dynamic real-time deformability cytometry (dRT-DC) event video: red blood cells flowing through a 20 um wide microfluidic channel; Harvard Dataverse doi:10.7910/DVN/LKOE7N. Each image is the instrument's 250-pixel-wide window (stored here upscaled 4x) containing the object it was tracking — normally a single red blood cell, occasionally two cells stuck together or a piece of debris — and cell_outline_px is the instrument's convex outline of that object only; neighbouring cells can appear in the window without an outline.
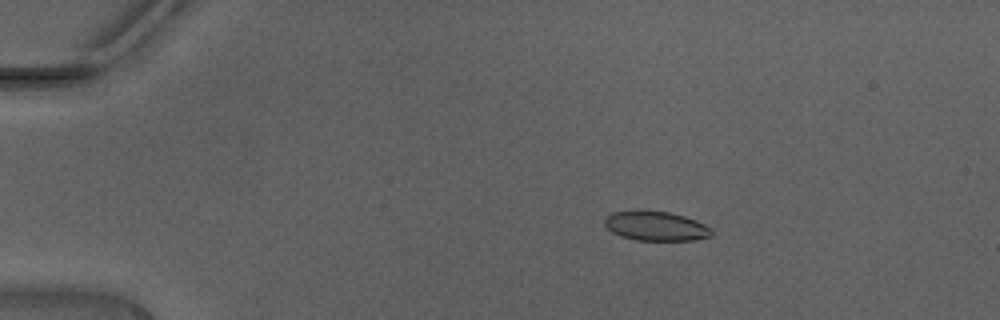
{"species": "Egyptian fruit bat (a non-hibernating species)", "species_latin": "Rousettus aegyptiacus", "temperature_condition": "warm", "stored_images_in_passage": 46, "camera_frame_rate_fps": 3000, "um_per_image_px": 0.085, "animal": {"sex": "male"}, "frame": {"image": 1, "passage_image": 8, "time_ms": 2.333, "image_size_px": [1000, 320], "cell_outline_px": [[712, 236], [692, 240], [636, 240], [620, 236], [612, 232], [604, 224], [604, 220], [612, 212], [668, 212], [684, 216], [696, 220], [704, 224], [712, 232]], "centroid_in_image_um": [55.75, 19.24], "position_along_channel_um": 29.2, "area_um2": 17.8}}
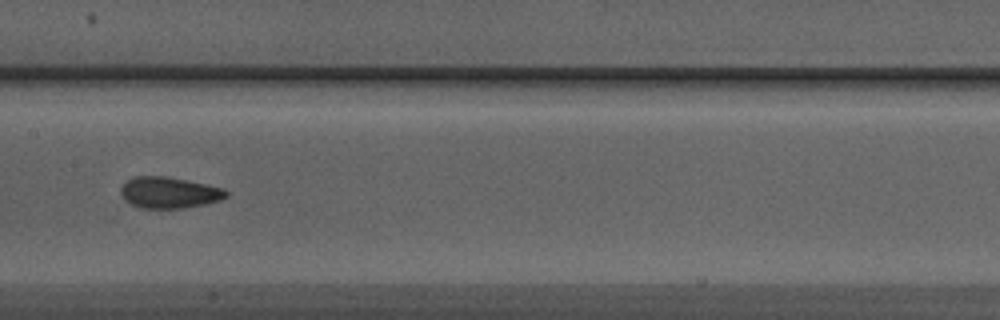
{"frame": {"image": 2, "passage_image": 24, "time_ms": 7.667, "image_size_px": [1000, 320], "cell_outline_px": [[228, 196], [220, 200], [204, 204], [184, 208], [140, 208], [128, 204], [124, 200], [120, 192], [120, 188], [128, 180], [136, 176], [164, 176], [224, 188], [228, 192]], "centroid_in_image_um": [14.35, 16.38], "position_along_channel_um": 193.1, "area_um2": 19.13}}
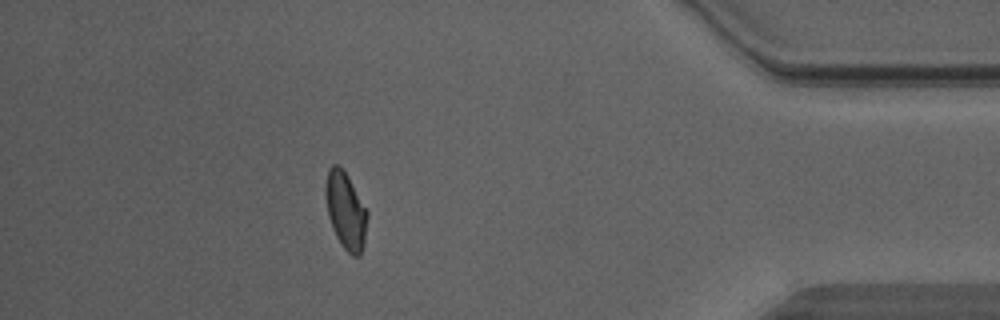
{"frame": {"image": 3, "passage_image": 41, "time_ms": 13.333, "image_size_px": [1000, 320], "cell_outline_px": [[368, 216], [364, 244], [360, 256], [352, 256], [344, 248], [336, 236], [332, 228], [328, 216], [324, 192], [324, 188], [328, 168], [332, 164], [340, 164], [368, 212]], "centroid_in_image_um": [29.36, 17.9], "position_along_channel_um": 405.8, "area_um2": 18.79}, "authors_computed_cell_mechanics": {"area_um2": 18.5827, "velocity_mm_per_s": 4.4849, "shape_relaxation_time_tau1_ms": 10.2179, "shape_relaxation_time_tau2_ms": 0.9718, "deformation_change_tau1": 0.2175, "deformation_change_tau2": 0.0628}}